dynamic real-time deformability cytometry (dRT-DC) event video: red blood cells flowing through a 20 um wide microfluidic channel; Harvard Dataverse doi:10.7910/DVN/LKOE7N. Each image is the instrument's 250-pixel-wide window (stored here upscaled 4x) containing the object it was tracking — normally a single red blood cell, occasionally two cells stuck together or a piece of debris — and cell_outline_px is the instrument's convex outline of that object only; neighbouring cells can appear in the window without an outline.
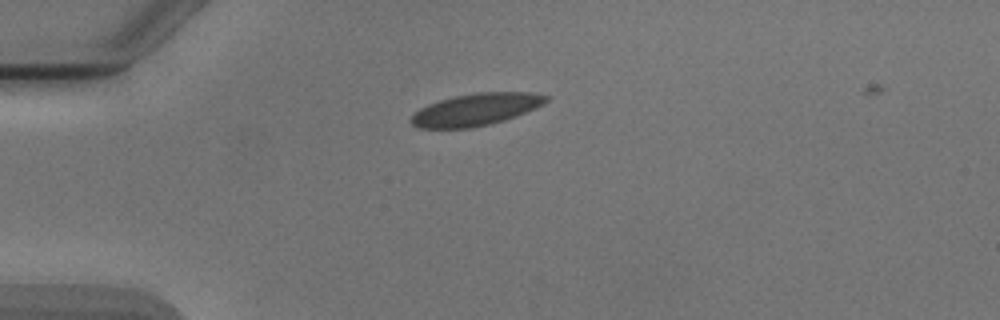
{"species": "Egyptian fruit bat (a non-hibernating species)", "species_latin": "Rousettus aegyptiacus", "temperature_condition": "cold", "stored_images_in_passage": 2, "camera_frame_rate_fps": 3000, "um_per_image_px": 0.085, "animal": {"sex": "male"}, "frame": {"image": 1, "passage_image": 1, "time_ms": 0.0, "image_size_px": [1000, 320], "cell_outline_px": [[548, 100], [544, 104], [516, 116], [504, 120], [488, 124], [468, 128], [420, 128], [412, 124], [408, 120], [420, 108], [428, 104], [440, 100], [456, 96], [476, 92], [532, 92], [548, 96]], "centroid_in_image_um": [40.45, 9.3], "position_along_channel_um": 44.5, "area_um2": 25.09}}